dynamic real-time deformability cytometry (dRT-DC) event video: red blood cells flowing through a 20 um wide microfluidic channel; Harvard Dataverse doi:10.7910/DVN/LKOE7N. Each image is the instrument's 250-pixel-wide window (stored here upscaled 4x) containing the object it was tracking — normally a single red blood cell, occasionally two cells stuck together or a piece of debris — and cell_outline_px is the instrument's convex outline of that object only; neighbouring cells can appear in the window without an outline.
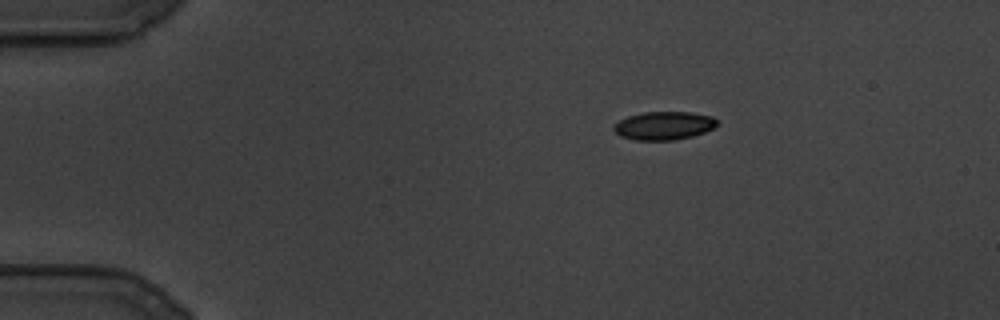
{"species": "common noctule bat (a hibernating species)", "species_latin": "Nyctalus noctula", "temperature_condition": "cold", "stored_images_in_passage": 98, "camera_frame_rate_fps": 3000, "um_per_image_px": 0.085, "animal": {"sex": "male", "body_mass_g": 19.5, "forearm_length_mm": 54.6}, "frame": {"image": 1, "passage_image": 1, "time_ms": 0.0, "image_size_px": [1000, 320], "cell_outline_px": [[720, 124], [704, 132], [692, 136], [672, 140], [636, 140], [620, 136], [612, 128], [620, 120], [628, 116], [644, 112], [692, 112], [712, 116]], "centroid_in_image_um": [56.45, 10.67], "position_along_channel_um": 28.6, "area_um2": 16.94}}
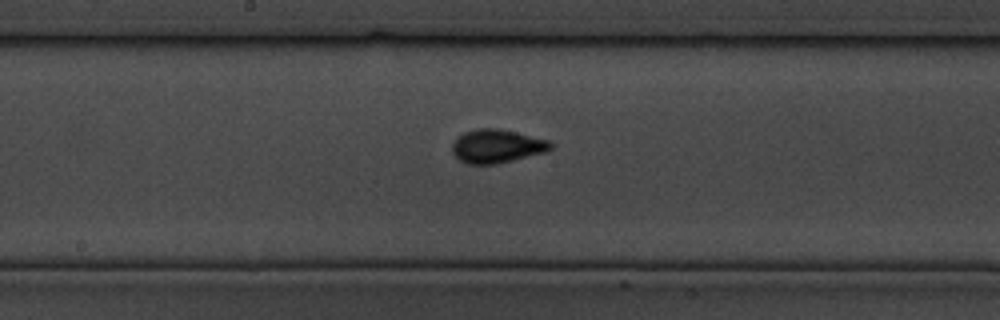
{"frame": {"image": 2, "passage_image": 43, "time_ms": 14.0, "image_size_px": [1000, 320], "cell_outline_px": [[552, 148], [548, 152], [496, 164], [468, 164], [460, 160], [452, 152], [452, 144], [464, 132], [480, 128], [496, 128], [516, 132], [548, 140], [552, 144]], "centroid_in_image_um": [42.26, 12.43], "position_along_channel_um": 205.9, "area_um2": 19.13}}
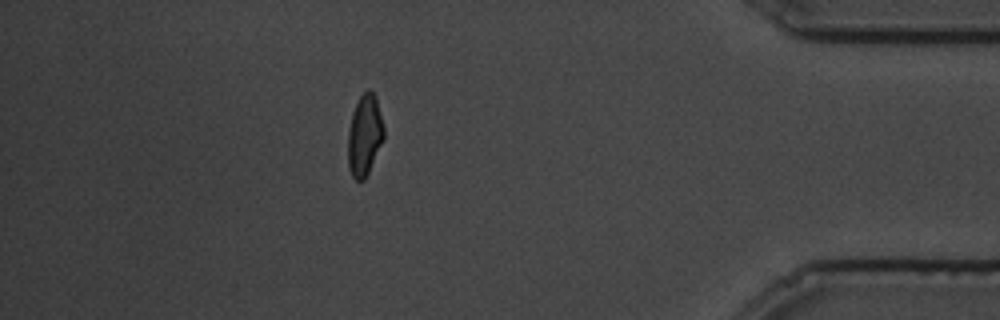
{"frame": {"image": 3, "passage_image": 84, "time_ms": 27.667, "image_size_px": [1000, 320], "cell_outline_px": [[384, 140], [364, 180], [356, 180], [352, 176], [348, 168], [348, 132], [352, 112], [360, 96], [368, 88], [376, 96], [384, 128]], "centroid_in_image_um": [30.99, 11.49], "position_along_channel_um": 404.2, "area_um2": 16.99}}